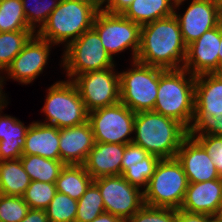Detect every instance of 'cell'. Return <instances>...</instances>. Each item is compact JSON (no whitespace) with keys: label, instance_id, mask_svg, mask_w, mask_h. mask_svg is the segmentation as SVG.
Masks as SVG:
<instances>
[{"label":"cell","instance_id":"1","mask_svg":"<svg viewBox=\"0 0 222 222\" xmlns=\"http://www.w3.org/2000/svg\"><path fill=\"white\" fill-rule=\"evenodd\" d=\"M186 50L179 22L173 14L141 26L135 60L165 70L180 69L184 66Z\"/></svg>","mask_w":222,"mask_h":222},{"label":"cell","instance_id":"2","mask_svg":"<svg viewBox=\"0 0 222 222\" xmlns=\"http://www.w3.org/2000/svg\"><path fill=\"white\" fill-rule=\"evenodd\" d=\"M132 143L160 159L174 158L189 130L179 121L154 111L137 112Z\"/></svg>","mask_w":222,"mask_h":222},{"label":"cell","instance_id":"3","mask_svg":"<svg viewBox=\"0 0 222 222\" xmlns=\"http://www.w3.org/2000/svg\"><path fill=\"white\" fill-rule=\"evenodd\" d=\"M100 9V0H60L36 34L54 45L65 43L66 47L93 27Z\"/></svg>","mask_w":222,"mask_h":222},{"label":"cell","instance_id":"4","mask_svg":"<svg viewBox=\"0 0 222 222\" xmlns=\"http://www.w3.org/2000/svg\"><path fill=\"white\" fill-rule=\"evenodd\" d=\"M196 76L187 70L166 69L159 76V87L153 111L173 118L188 130L194 119Z\"/></svg>","mask_w":222,"mask_h":222},{"label":"cell","instance_id":"5","mask_svg":"<svg viewBox=\"0 0 222 222\" xmlns=\"http://www.w3.org/2000/svg\"><path fill=\"white\" fill-rule=\"evenodd\" d=\"M188 179L179 160L160 159L144 193L150 207L180 209L188 188Z\"/></svg>","mask_w":222,"mask_h":222},{"label":"cell","instance_id":"6","mask_svg":"<svg viewBox=\"0 0 222 222\" xmlns=\"http://www.w3.org/2000/svg\"><path fill=\"white\" fill-rule=\"evenodd\" d=\"M133 69L119 72L120 102L131 111H153L159 87V76L165 70L133 60Z\"/></svg>","mask_w":222,"mask_h":222},{"label":"cell","instance_id":"7","mask_svg":"<svg viewBox=\"0 0 222 222\" xmlns=\"http://www.w3.org/2000/svg\"><path fill=\"white\" fill-rule=\"evenodd\" d=\"M41 112L46 115L44 124L58 129L73 127L88 121L85 108L76 85L71 80L57 81L48 88Z\"/></svg>","mask_w":222,"mask_h":222},{"label":"cell","instance_id":"8","mask_svg":"<svg viewBox=\"0 0 222 222\" xmlns=\"http://www.w3.org/2000/svg\"><path fill=\"white\" fill-rule=\"evenodd\" d=\"M64 48L61 65L66 71L67 80L72 81L77 75L88 71L104 70L116 65L93 27Z\"/></svg>","mask_w":222,"mask_h":222},{"label":"cell","instance_id":"9","mask_svg":"<svg viewBox=\"0 0 222 222\" xmlns=\"http://www.w3.org/2000/svg\"><path fill=\"white\" fill-rule=\"evenodd\" d=\"M93 28L101 43L111 56L131 48L132 60L136 59L140 48L141 26L122 14H111L100 9L95 16Z\"/></svg>","mask_w":222,"mask_h":222},{"label":"cell","instance_id":"10","mask_svg":"<svg viewBox=\"0 0 222 222\" xmlns=\"http://www.w3.org/2000/svg\"><path fill=\"white\" fill-rule=\"evenodd\" d=\"M135 116L136 113L121 102L88 112L94 141L123 145L132 143L130 134L134 132Z\"/></svg>","mask_w":222,"mask_h":222},{"label":"cell","instance_id":"11","mask_svg":"<svg viewBox=\"0 0 222 222\" xmlns=\"http://www.w3.org/2000/svg\"><path fill=\"white\" fill-rule=\"evenodd\" d=\"M115 68L88 71L77 75L72 82L88 112L120 102V78Z\"/></svg>","mask_w":222,"mask_h":222},{"label":"cell","instance_id":"12","mask_svg":"<svg viewBox=\"0 0 222 222\" xmlns=\"http://www.w3.org/2000/svg\"><path fill=\"white\" fill-rule=\"evenodd\" d=\"M93 182L100 190L105 212L121 218L124 222L144 205L143 191L131 185L122 175L104 176L94 179Z\"/></svg>","mask_w":222,"mask_h":222},{"label":"cell","instance_id":"13","mask_svg":"<svg viewBox=\"0 0 222 222\" xmlns=\"http://www.w3.org/2000/svg\"><path fill=\"white\" fill-rule=\"evenodd\" d=\"M52 45L35 33L4 71L5 75L9 76L8 79L30 84L43 73Z\"/></svg>","mask_w":222,"mask_h":222},{"label":"cell","instance_id":"14","mask_svg":"<svg viewBox=\"0 0 222 222\" xmlns=\"http://www.w3.org/2000/svg\"><path fill=\"white\" fill-rule=\"evenodd\" d=\"M186 0H176L174 16L177 18L183 40L188 46L207 32L217 26L222 11L210 0H192L183 15L176 10Z\"/></svg>","mask_w":222,"mask_h":222},{"label":"cell","instance_id":"15","mask_svg":"<svg viewBox=\"0 0 222 222\" xmlns=\"http://www.w3.org/2000/svg\"><path fill=\"white\" fill-rule=\"evenodd\" d=\"M220 35L217 27L187 46L183 69L192 75L219 73Z\"/></svg>","mask_w":222,"mask_h":222},{"label":"cell","instance_id":"16","mask_svg":"<svg viewBox=\"0 0 222 222\" xmlns=\"http://www.w3.org/2000/svg\"><path fill=\"white\" fill-rule=\"evenodd\" d=\"M176 158L182 164L189 183H199L221 178L210 155L190 135L183 140Z\"/></svg>","mask_w":222,"mask_h":222},{"label":"cell","instance_id":"17","mask_svg":"<svg viewBox=\"0 0 222 222\" xmlns=\"http://www.w3.org/2000/svg\"><path fill=\"white\" fill-rule=\"evenodd\" d=\"M94 143L89 121L59 129L60 159L65 165H83Z\"/></svg>","mask_w":222,"mask_h":222},{"label":"cell","instance_id":"18","mask_svg":"<svg viewBox=\"0 0 222 222\" xmlns=\"http://www.w3.org/2000/svg\"><path fill=\"white\" fill-rule=\"evenodd\" d=\"M222 202V178L189 183L180 210L214 216Z\"/></svg>","mask_w":222,"mask_h":222},{"label":"cell","instance_id":"19","mask_svg":"<svg viewBox=\"0 0 222 222\" xmlns=\"http://www.w3.org/2000/svg\"><path fill=\"white\" fill-rule=\"evenodd\" d=\"M125 145L95 142L83 164L93 178L121 175V161Z\"/></svg>","mask_w":222,"mask_h":222},{"label":"cell","instance_id":"20","mask_svg":"<svg viewBox=\"0 0 222 222\" xmlns=\"http://www.w3.org/2000/svg\"><path fill=\"white\" fill-rule=\"evenodd\" d=\"M22 155H38L47 159L61 160L59 129L38 121L29 124Z\"/></svg>","mask_w":222,"mask_h":222},{"label":"cell","instance_id":"21","mask_svg":"<svg viewBox=\"0 0 222 222\" xmlns=\"http://www.w3.org/2000/svg\"><path fill=\"white\" fill-rule=\"evenodd\" d=\"M194 114H222V73L196 76Z\"/></svg>","mask_w":222,"mask_h":222},{"label":"cell","instance_id":"22","mask_svg":"<svg viewBox=\"0 0 222 222\" xmlns=\"http://www.w3.org/2000/svg\"><path fill=\"white\" fill-rule=\"evenodd\" d=\"M0 108V161L20 159L25 145L26 127L19 119L1 115Z\"/></svg>","mask_w":222,"mask_h":222},{"label":"cell","instance_id":"23","mask_svg":"<svg viewBox=\"0 0 222 222\" xmlns=\"http://www.w3.org/2000/svg\"><path fill=\"white\" fill-rule=\"evenodd\" d=\"M176 0H134L122 15L143 26L174 14Z\"/></svg>","mask_w":222,"mask_h":222},{"label":"cell","instance_id":"24","mask_svg":"<svg viewBox=\"0 0 222 222\" xmlns=\"http://www.w3.org/2000/svg\"><path fill=\"white\" fill-rule=\"evenodd\" d=\"M30 183L20 159L0 161V194L22 197Z\"/></svg>","mask_w":222,"mask_h":222},{"label":"cell","instance_id":"25","mask_svg":"<svg viewBox=\"0 0 222 222\" xmlns=\"http://www.w3.org/2000/svg\"><path fill=\"white\" fill-rule=\"evenodd\" d=\"M93 181L84 165L69 164L62 168L55 187L58 192L79 200Z\"/></svg>","mask_w":222,"mask_h":222},{"label":"cell","instance_id":"26","mask_svg":"<svg viewBox=\"0 0 222 222\" xmlns=\"http://www.w3.org/2000/svg\"><path fill=\"white\" fill-rule=\"evenodd\" d=\"M22 165L31 181L55 183L65 164L61 160L47 159L38 155H22Z\"/></svg>","mask_w":222,"mask_h":222},{"label":"cell","instance_id":"27","mask_svg":"<svg viewBox=\"0 0 222 222\" xmlns=\"http://www.w3.org/2000/svg\"><path fill=\"white\" fill-rule=\"evenodd\" d=\"M34 33V30L0 32V72L7 69Z\"/></svg>","mask_w":222,"mask_h":222},{"label":"cell","instance_id":"28","mask_svg":"<svg viewBox=\"0 0 222 222\" xmlns=\"http://www.w3.org/2000/svg\"><path fill=\"white\" fill-rule=\"evenodd\" d=\"M33 30L26 21L21 0H0V32Z\"/></svg>","mask_w":222,"mask_h":222},{"label":"cell","instance_id":"29","mask_svg":"<svg viewBox=\"0 0 222 222\" xmlns=\"http://www.w3.org/2000/svg\"><path fill=\"white\" fill-rule=\"evenodd\" d=\"M105 212L103 198L98 186L92 182L86 192L77 200L75 222H92Z\"/></svg>","mask_w":222,"mask_h":222},{"label":"cell","instance_id":"30","mask_svg":"<svg viewBox=\"0 0 222 222\" xmlns=\"http://www.w3.org/2000/svg\"><path fill=\"white\" fill-rule=\"evenodd\" d=\"M45 211L49 222H75L77 200L57 191Z\"/></svg>","mask_w":222,"mask_h":222},{"label":"cell","instance_id":"31","mask_svg":"<svg viewBox=\"0 0 222 222\" xmlns=\"http://www.w3.org/2000/svg\"><path fill=\"white\" fill-rule=\"evenodd\" d=\"M160 158L150 154L147 158L134 165H129L128 168L121 174L131 185L142 188L143 191L147 188L149 180L154 174L156 165Z\"/></svg>","mask_w":222,"mask_h":222},{"label":"cell","instance_id":"32","mask_svg":"<svg viewBox=\"0 0 222 222\" xmlns=\"http://www.w3.org/2000/svg\"><path fill=\"white\" fill-rule=\"evenodd\" d=\"M31 1V0H30ZM21 0L27 24L36 32L47 21L50 13L58 6L60 0ZM30 5V6H29Z\"/></svg>","mask_w":222,"mask_h":222},{"label":"cell","instance_id":"33","mask_svg":"<svg viewBox=\"0 0 222 222\" xmlns=\"http://www.w3.org/2000/svg\"><path fill=\"white\" fill-rule=\"evenodd\" d=\"M56 192L55 183L31 181L22 197L30 209L45 210Z\"/></svg>","mask_w":222,"mask_h":222},{"label":"cell","instance_id":"34","mask_svg":"<svg viewBox=\"0 0 222 222\" xmlns=\"http://www.w3.org/2000/svg\"><path fill=\"white\" fill-rule=\"evenodd\" d=\"M29 209L23 197L0 194V222H20Z\"/></svg>","mask_w":222,"mask_h":222},{"label":"cell","instance_id":"35","mask_svg":"<svg viewBox=\"0 0 222 222\" xmlns=\"http://www.w3.org/2000/svg\"><path fill=\"white\" fill-rule=\"evenodd\" d=\"M125 222H177V209L143 205Z\"/></svg>","mask_w":222,"mask_h":222},{"label":"cell","instance_id":"36","mask_svg":"<svg viewBox=\"0 0 222 222\" xmlns=\"http://www.w3.org/2000/svg\"><path fill=\"white\" fill-rule=\"evenodd\" d=\"M189 135H221L222 114L211 116L208 114H194Z\"/></svg>","mask_w":222,"mask_h":222},{"label":"cell","instance_id":"37","mask_svg":"<svg viewBox=\"0 0 222 222\" xmlns=\"http://www.w3.org/2000/svg\"><path fill=\"white\" fill-rule=\"evenodd\" d=\"M207 151L222 178V136L221 135H190Z\"/></svg>","mask_w":222,"mask_h":222},{"label":"cell","instance_id":"38","mask_svg":"<svg viewBox=\"0 0 222 222\" xmlns=\"http://www.w3.org/2000/svg\"><path fill=\"white\" fill-rule=\"evenodd\" d=\"M149 155L150 154L141 146L135 145L134 143L126 144L121 161V174L128 168L129 165L137 164L138 162L147 158Z\"/></svg>","mask_w":222,"mask_h":222},{"label":"cell","instance_id":"39","mask_svg":"<svg viewBox=\"0 0 222 222\" xmlns=\"http://www.w3.org/2000/svg\"><path fill=\"white\" fill-rule=\"evenodd\" d=\"M134 0H101V9L111 14H122ZM105 4V6H103Z\"/></svg>","mask_w":222,"mask_h":222},{"label":"cell","instance_id":"40","mask_svg":"<svg viewBox=\"0 0 222 222\" xmlns=\"http://www.w3.org/2000/svg\"><path fill=\"white\" fill-rule=\"evenodd\" d=\"M213 217L207 214L188 213L177 210V222H209Z\"/></svg>","mask_w":222,"mask_h":222},{"label":"cell","instance_id":"41","mask_svg":"<svg viewBox=\"0 0 222 222\" xmlns=\"http://www.w3.org/2000/svg\"><path fill=\"white\" fill-rule=\"evenodd\" d=\"M20 222H49L44 209H29L26 217Z\"/></svg>","mask_w":222,"mask_h":222},{"label":"cell","instance_id":"42","mask_svg":"<svg viewBox=\"0 0 222 222\" xmlns=\"http://www.w3.org/2000/svg\"><path fill=\"white\" fill-rule=\"evenodd\" d=\"M92 222H124L121 218L114 216L108 212H103Z\"/></svg>","mask_w":222,"mask_h":222},{"label":"cell","instance_id":"43","mask_svg":"<svg viewBox=\"0 0 222 222\" xmlns=\"http://www.w3.org/2000/svg\"><path fill=\"white\" fill-rule=\"evenodd\" d=\"M217 30L220 35V46L218 50V55H219V73H222V15L219 17L218 22H217Z\"/></svg>","mask_w":222,"mask_h":222},{"label":"cell","instance_id":"44","mask_svg":"<svg viewBox=\"0 0 222 222\" xmlns=\"http://www.w3.org/2000/svg\"><path fill=\"white\" fill-rule=\"evenodd\" d=\"M2 72H0V108L1 107H6L8 105V99L6 100V95L3 92V84L5 83L4 81L6 78L1 75Z\"/></svg>","mask_w":222,"mask_h":222},{"label":"cell","instance_id":"45","mask_svg":"<svg viewBox=\"0 0 222 222\" xmlns=\"http://www.w3.org/2000/svg\"><path fill=\"white\" fill-rule=\"evenodd\" d=\"M217 221L222 222V202L220 203V206L217 209V212L213 216Z\"/></svg>","mask_w":222,"mask_h":222},{"label":"cell","instance_id":"46","mask_svg":"<svg viewBox=\"0 0 222 222\" xmlns=\"http://www.w3.org/2000/svg\"><path fill=\"white\" fill-rule=\"evenodd\" d=\"M210 1L222 11V0H210Z\"/></svg>","mask_w":222,"mask_h":222},{"label":"cell","instance_id":"47","mask_svg":"<svg viewBox=\"0 0 222 222\" xmlns=\"http://www.w3.org/2000/svg\"><path fill=\"white\" fill-rule=\"evenodd\" d=\"M209 222H219L214 217Z\"/></svg>","mask_w":222,"mask_h":222}]
</instances>
